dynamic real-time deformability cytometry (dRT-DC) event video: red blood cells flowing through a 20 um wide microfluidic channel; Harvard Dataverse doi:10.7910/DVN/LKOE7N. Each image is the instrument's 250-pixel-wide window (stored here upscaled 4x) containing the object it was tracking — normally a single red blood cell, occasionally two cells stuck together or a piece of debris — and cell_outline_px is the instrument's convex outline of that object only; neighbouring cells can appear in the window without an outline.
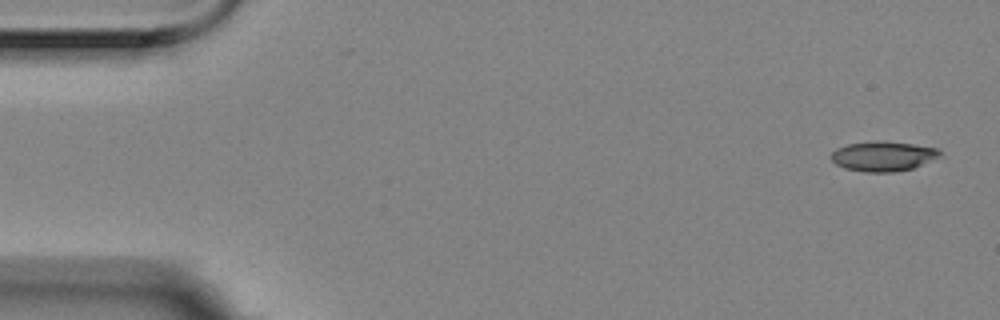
{"species": "Egyptian fruit bat (a non-hibernating species)", "species_latin": "Rousettus aegyptiacus", "temperature_condition": "room temperature", "stored_images_in_passage": 6, "camera_frame_rate_fps": 3000, "um_per_image_px": 0.085, "animal": {"sex": "female"}, "frame": {"image": 1, "passage_image": 1, "time_ms": 0.0, "image_size_px": [1000, 320], "cell_outline_px": [[940, 152], [936, 156], [912, 168], [896, 172], [864, 172], [844, 168], [836, 164], [832, 160], [832, 152], [836, 148], [848, 144], [872, 140], [880, 140], [912, 144], [936, 148]], "centroid_in_image_um": [74.97, 13.27], "position_along_channel_um": 10.0, "area_um2": 18.61}}